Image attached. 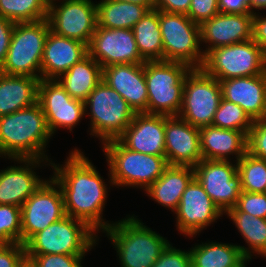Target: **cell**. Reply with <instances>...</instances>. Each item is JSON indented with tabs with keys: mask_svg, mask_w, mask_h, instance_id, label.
Returning a JSON list of instances; mask_svg holds the SVG:
<instances>
[{
	"mask_svg": "<svg viewBox=\"0 0 266 267\" xmlns=\"http://www.w3.org/2000/svg\"><path fill=\"white\" fill-rule=\"evenodd\" d=\"M102 146L112 187H135L145 191L168 166L164 156L132 151L118 139L105 141Z\"/></svg>",
	"mask_w": 266,
	"mask_h": 267,
	"instance_id": "277c9868",
	"label": "cell"
},
{
	"mask_svg": "<svg viewBox=\"0 0 266 267\" xmlns=\"http://www.w3.org/2000/svg\"><path fill=\"white\" fill-rule=\"evenodd\" d=\"M40 78L0 72V117L37 103Z\"/></svg>",
	"mask_w": 266,
	"mask_h": 267,
	"instance_id": "4316f807",
	"label": "cell"
},
{
	"mask_svg": "<svg viewBox=\"0 0 266 267\" xmlns=\"http://www.w3.org/2000/svg\"><path fill=\"white\" fill-rule=\"evenodd\" d=\"M88 55L102 68L116 64H143L132 29H108L97 25L87 45Z\"/></svg>",
	"mask_w": 266,
	"mask_h": 267,
	"instance_id": "e0dca14e",
	"label": "cell"
},
{
	"mask_svg": "<svg viewBox=\"0 0 266 267\" xmlns=\"http://www.w3.org/2000/svg\"><path fill=\"white\" fill-rule=\"evenodd\" d=\"M96 5L98 26L108 29H132L150 10L147 6L116 0H100Z\"/></svg>",
	"mask_w": 266,
	"mask_h": 267,
	"instance_id": "4dcf8cb0",
	"label": "cell"
},
{
	"mask_svg": "<svg viewBox=\"0 0 266 267\" xmlns=\"http://www.w3.org/2000/svg\"><path fill=\"white\" fill-rule=\"evenodd\" d=\"M236 207L249 215L266 219V193L241 192Z\"/></svg>",
	"mask_w": 266,
	"mask_h": 267,
	"instance_id": "f35d334b",
	"label": "cell"
},
{
	"mask_svg": "<svg viewBox=\"0 0 266 267\" xmlns=\"http://www.w3.org/2000/svg\"><path fill=\"white\" fill-rule=\"evenodd\" d=\"M202 69L218 81L261 75L266 72V53L250 39L211 50Z\"/></svg>",
	"mask_w": 266,
	"mask_h": 267,
	"instance_id": "30bf717a",
	"label": "cell"
},
{
	"mask_svg": "<svg viewBox=\"0 0 266 267\" xmlns=\"http://www.w3.org/2000/svg\"><path fill=\"white\" fill-rule=\"evenodd\" d=\"M87 55L85 43L49 31L41 60V79H57Z\"/></svg>",
	"mask_w": 266,
	"mask_h": 267,
	"instance_id": "603a6c76",
	"label": "cell"
},
{
	"mask_svg": "<svg viewBox=\"0 0 266 267\" xmlns=\"http://www.w3.org/2000/svg\"><path fill=\"white\" fill-rule=\"evenodd\" d=\"M218 10L223 14H254L251 0H218Z\"/></svg>",
	"mask_w": 266,
	"mask_h": 267,
	"instance_id": "ee69618b",
	"label": "cell"
},
{
	"mask_svg": "<svg viewBox=\"0 0 266 267\" xmlns=\"http://www.w3.org/2000/svg\"><path fill=\"white\" fill-rule=\"evenodd\" d=\"M247 152L266 160V119L254 120L247 135Z\"/></svg>",
	"mask_w": 266,
	"mask_h": 267,
	"instance_id": "74e56055",
	"label": "cell"
},
{
	"mask_svg": "<svg viewBox=\"0 0 266 267\" xmlns=\"http://www.w3.org/2000/svg\"><path fill=\"white\" fill-rule=\"evenodd\" d=\"M132 30L138 52L145 61L163 60L159 10H149Z\"/></svg>",
	"mask_w": 266,
	"mask_h": 267,
	"instance_id": "1f68e13d",
	"label": "cell"
},
{
	"mask_svg": "<svg viewBox=\"0 0 266 267\" xmlns=\"http://www.w3.org/2000/svg\"><path fill=\"white\" fill-rule=\"evenodd\" d=\"M50 133L39 103L0 117V157L52 161L46 153Z\"/></svg>",
	"mask_w": 266,
	"mask_h": 267,
	"instance_id": "7a4b0ae2",
	"label": "cell"
},
{
	"mask_svg": "<svg viewBox=\"0 0 266 267\" xmlns=\"http://www.w3.org/2000/svg\"><path fill=\"white\" fill-rule=\"evenodd\" d=\"M200 148L203 159L234 161L247 152V136L232 129H223L213 125L199 128Z\"/></svg>",
	"mask_w": 266,
	"mask_h": 267,
	"instance_id": "d4e9b609",
	"label": "cell"
},
{
	"mask_svg": "<svg viewBox=\"0 0 266 267\" xmlns=\"http://www.w3.org/2000/svg\"><path fill=\"white\" fill-rule=\"evenodd\" d=\"M49 0H0V16L10 21L35 22L47 19Z\"/></svg>",
	"mask_w": 266,
	"mask_h": 267,
	"instance_id": "d6a6232c",
	"label": "cell"
},
{
	"mask_svg": "<svg viewBox=\"0 0 266 267\" xmlns=\"http://www.w3.org/2000/svg\"><path fill=\"white\" fill-rule=\"evenodd\" d=\"M85 116L90 117V135L101 144L117 139L134 119L136 112L127 101L105 81L90 92L84 101Z\"/></svg>",
	"mask_w": 266,
	"mask_h": 267,
	"instance_id": "52a82bcc",
	"label": "cell"
},
{
	"mask_svg": "<svg viewBox=\"0 0 266 267\" xmlns=\"http://www.w3.org/2000/svg\"><path fill=\"white\" fill-rule=\"evenodd\" d=\"M165 158L168 165L195 167L203 159L199 128L178 116H165Z\"/></svg>",
	"mask_w": 266,
	"mask_h": 267,
	"instance_id": "d6986e66",
	"label": "cell"
},
{
	"mask_svg": "<svg viewBox=\"0 0 266 267\" xmlns=\"http://www.w3.org/2000/svg\"><path fill=\"white\" fill-rule=\"evenodd\" d=\"M21 267H33V265L29 261H25Z\"/></svg>",
	"mask_w": 266,
	"mask_h": 267,
	"instance_id": "681fc988",
	"label": "cell"
},
{
	"mask_svg": "<svg viewBox=\"0 0 266 267\" xmlns=\"http://www.w3.org/2000/svg\"><path fill=\"white\" fill-rule=\"evenodd\" d=\"M60 1L49 0L47 20L50 31L88 45L98 25L97 5L92 0Z\"/></svg>",
	"mask_w": 266,
	"mask_h": 267,
	"instance_id": "7c38bea8",
	"label": "cell"
},
{
	"mask_svg": "<svg viewBox=\"0 0 266 267\" xmlns=\"http://www.w3.org/2000/svg\"><path fill=\"white\" fill-rule=\"evenodd\" d=\"M116 1L129 2V3L138 4L141 6H147L150 10L155 9L154 0H116Z\"/></svg>",
	"mask_w": 266,
	"mask_h": 267,
	"instance_id": "7dc6e473",
	"label": "cell"
},
{
	"mask_svg": "<svg viewBox=\"0 0 266 267\" xmlns=\"http://www.w3.org/2000/svg\"><path fill=\"white\" fill-rule=\"evenodd\" d=\"M117 139L132 151L165 157V116L136 113Z\"/></svg>",
	"mask_w": 266,
	"mask_h": 267,
	"instance_id": "44dd1931",
	"label": "cell"
},
{
	"mask_svg": "<svg viewBox=\"0 0 266 267\" xmlns=\"http://www.w3.org/2000/svg\"><path fill=\"white\" fill-rule=\"evenodd\" d=\"M96 233L86 222L66 215L34 234L24 244L25 253L86 255L98 244Z\"/></svg>",
	"mask_w": 266,
	"mask_h": 267,
	"instance_id": "8992f818",
	"label": "cell"
},
{
	"mask_svg": "<svg viewBox=\"0 0 266 267\" xmlns=\"http://www.w3.org/2000/svg\"><path fill=\"white\" fill-rule=\"evenodd\" d=\"M25 261L26 253L23 244H0V267H21Z\"/></svg>",
	"mask_w": 266,
	"mask_h": 267,
	"instance_id": "b9f144b4",
	"label": "cell"
},
{
	"mask_svg": "<svg viewBox=\"0 0 266 267\" xmlns=\"http://www.w3.org/2000/svg\"><path fill=\"white\" fill-rule=\"evenodd\" d=\"M163 60L202 68L205 55L200 44V25L187 15L159 11ZM201 46V47H200Z\"/></svg>",
	"mask_w": 266,
	"mask_h": 267,
	"instance_id": "9c48e42d",
	"label": "cell"
},
{
	"mask_svg": "<svg viewBox=\"0 0 266 267\" xmlns=\"http://www.w3.org/2000/svg\"><path fill=\"white\" fill-rule=\"evenodd\" d=\"M243 192L266 193V160L246 152L237 162Z\"/></svg>",
	"mask_w": 266,
	"mask_h": 267,
	"instance_id": "836d02e7",
	"label": "cell"
},
{
	"mask_svg": "<svg viewBox=\"0 0 266 267\" xmlns=\"http://www.w3.org/2000/svg\"><path fill=\"white\" fill-rule=\"evenodd\" d=\"M222 98L238 104L251 117L264 118L266 108V72L261 75L220 80Z\"/></svg>",
	"mask_w": 266,
	"mask_h": 267,
	"instance_id": "cb8c5ba5",
	"label": "cell"
},
{
	"mask_svg": "<svg viewBox=\"0 0 266 267\" xmlns=\"http://www.w3.org/2000/svg\"><path fill=\"white\" fill-rule=\"evenodd\" d=\"M218 13V0H191L187 16L196 24L201 25Z\"/></svg>",
	"mask_w": 266,
	"mask_h": 267,
	"instance_id": "60d3db41",
	"label": "cell"
},
{
	"mask_svg": "<svg viewBox=\"0 0 266 267\" xmlns=\"http://www.w3.org/2000/svg\"><path fill=\"white\" fill-rule=\"evenodd\" d=\"M152 267H192L190 250L182 251L169 243Z\"/></svg>",
	"mask_w": 266,
	"mask_h": 267,
	"instance_id": "ab89813d",
	"label": "cell"
},
{
	"mask_svg": "<svg viewBox=\"0 0 266 267\" xmlns=\"http://www.w3.org/2000/svg\"><path fill=\"white\" fill-rule=\"evenodd\" d=\"M194 177V167L168 165L163 174L145 190V194L175 212L183 192Z\"/></svg>",
	"mask_w": 266,
	"mask_h": 267,
	"instance_id": "484cf974",
	"label": "cell"
},
{
	"mask_svg": "<svg viewBox=\"0 0 266 267\" xmlns=\"http://www.w3.org/2000/svg\"><path fill=\"white\" fill-rule=\"evenodd\" d=\"M256 12L253 15L252 40L256 42L266 53V16Z\"/></svg>",
	"mask_w": 266,
	"mask_h": 267,
	"instance_id": "bcb514c9",
	"label": "cell"
},
{
	"mask_svg": "<svg viewBox=\"0 0 266 267\" xmlns=\"http://www.w3.org/2000/svg\"><path fill=\"white\" fill-rule=\"evenodd\" d=\"M49 31L47 19L35 22H16L0 72L41 79V60Z\"/></svg>",
	"mask_w": 266,
	"mask_h": 267,
	"instance_id": "ba28073f",
	"label": "cell"
},
{
	"mask_svg": "<svg viewBox=\"0 0 266 267\" xmlns=\"http://www.w3.org/2000/svg\"><path fill=\"white\" fill-rule=\"evenodd\" d=\"M247 261L250 262V260L248 259V260H246L240 267H247V266H248V265H247V263H248Z\"/></svg>",
	"mask_w": 266,
	"mask_h": 267,
	"instance_id": "f907efd6",
	"label": "cell"
},
{
	"mask_svg": "<svg viewBox=\"0 0 266 267\" xmlns=\"http://www.w3.org/2000/svg\"><path fill=\"white\" fill-rule=\"evenodd\" d=\"M103 233L114 245L121 267H152L170 243L134 214L113 222Z\"/></svg>",
	"mask_w": 266,
	"mask_h": 267,
	"instance_id": "3957f363",
	"label": "cell"
},
{
	"mask_svg": "<svg viewBox=\"0 0 266 267\" xmlns=\"http://www.w3.org/2000/svg\"><path fill=\"white\" fill-rule=\"evenodd\" d=\"M222 99L220 82L202 68H192L185 77L178 117L194 127L212 125Z\"/></svg>",
	"mask_w": 266,
	"mask_h": 267,
	"instance_id": "8fae6325",
	"label": "cell"
},
{
	"mask_svg": "<svg viewBox=\"0 0 266 267\" xmlns=\"http://www.w3.org/2000/svg\"><path fill=\"white\" fill-rule=\"evenodd\" d=\"M254 14L218 13L200 25V44L206 45V56L211 50L252 39Z\"/></svg>",
	"mask_w": 266,
	"mask_h": 267,
	"instance_id": "ffe728a7",
	"label": "cell"
},
{
	"mask_svg": "<svg viewBox=\"0 0 266 267\" xmlns=\"http://www.w3.org/2000/svg\"><path fill=\"white\" fill-rule=\"evenodd\" d=\"M176 214V227L180 235L196 237L206 227L225 215L204 191L201 183L194 177L182 194ZM205 228V229H204ZM196 235V236H195Z\"/></svg>",
	"mask_w": 266,
	"mask_h": 267,
	"instance_id": "9a60e30c",
	"label": "cell"
},
{
	"mask_svg": "<svg viewBox=\"0 0 266 267\" xmlns=\"http://www.w3.org/2000/svg\"><path fill=\"white\" fill-rule=\"evenodd\" d=\"M65 216L61 188L49 177L21 206V244Z\"/></svg>",
	"mask_w": 266,
	"mask_h": 267,
	"instance_id": "4fadbf2b",
	"label": "cell"
},
{
	"mask_svg": "<svg viewBox=\"0 0 266 267\" xmlns=\"http://www.w3.org/2000/svg\"><path fill=\"white\" fill-rule=\"evenodd\" d=\"M252 124L253 120L242 107L223 98L212 122L213 126L241 131L246 136L252 128Z\"/></svg>",
	"mask_w": 266,
	"mask_h": 267,
	"instance_id": "e575fe53",
	"label": "cell"
},
{
	"mask_svg": "<svg viewBox=\"0 0 266 267\" xmlns=\"http://www.w3.org/2000/svg\"><path fill=\"white\" fill-rule=\"evenodd\" d=\"M20 165H11L0 170V204L21 207L24 202L47 180L40 178L34 170L51 166L42 159H10ZM35 168V169H34Z\"/></svg>",
	"mask_w": 266,
	"mask_h": 267,
	"instance_id": "ac0fdd59",
	"label": "cell"
},
{
	"mask_svg": "<svg viewBox=\"0 0 266 267\" xmlns=\"http://www.w3.org/2000/svg\"><path fill=\"white\" fill-rule=\"evenodd\" d=\"M15 23L0 16V70L4 64Z\"/></svg>",
	"mask_w": 266,
	"mask_h": 267,
	"instance_id": "7bdbcfd3",
	"label": "cell"
},
{
	"mask_svg": "<svg viewBox=\"0 0 266 267\" xmlns=\"http://www.w3.org/2000/svg\"><path fill=\"white\" fill-rule=\"evenodd\" d=\"M192 267H240L248 260L237 244L202 242L190 248Z\"/></svg>",
	"mask_w": 266,
	"mask_h": 267,
	"instance_id": "f546056e",
	"label": "cell"
},
{
	"mask_svg": "<svg viewBox=\"0 0 266 267\" xmlns=\"http://www.w3.org/2000/svg\"><path fill=\"white\" fill-rule=\"evenodd\" d=\"M37 102L52 136L62 127L72 132L85 116L84 102L73 99L56 79H40Z\"/></svg>",
	"mask_w": 266,
	"mask_h": 267,
	"instance_id": "2e32d148",
	"label": "cell"
},
{
	"mask_svg": "<svg viewBox=\"0 0 266 267\" xmlns=\"http://www.w3.org/2000/svg\"><path fill=\"white\" fill-rule=\"evenodd\" d=\"M191 69L189 65L176 61L155 60L144 63L148 114L178 115L182 106L185 77Z\"/></svg>",
	"mask_w": 266,
	"mask_h": 267,
	"instance_id": "5b68a950",
	"label": "cell"
},
{
	"mask_svg": "<svg viewBox=\"0 0 266 267\" xmlns=\"http://www.w3.org/2000/svg\"><path fill=\"white\" fill-rule=\"evenodd\" d=\"M155 9L168 13L187 15L191 6V0H154Z\"/></svg>",
	"mask_w": 266,
	"mask_h": 267,
	"instance_id": "f6af8a7d",
	"label": "cell"
},
{
	"mask_svg": "<svg viewBox=\"0 0 266 267\" xmlns=\"http://www.w3.org/2000/svg\"><path fill=\"white\" fill-rule=\"evenodd\" d=\"M21 243V207L0 204V244Z\"/></svg>",
	"mask_w": 266,
	"mask_h": 267,
	"instance_id": "d590c367",
	"label": "cell"
},
{
	"mask_svg": "<svg viewBox=\"0 0 266 267\" xmlns=\"http://www.w3.org/2000/svg\"><path fill=\"white\" fill-rule=\"evenodd\" d=\"M251 10L254 14L256 10H266V0H251Z\"/></svg>",
	"mask_w": 266,
	"mask_h": 267,
	"instance_id": "c3c4849f",
	"label": "cell"
},
{
	"mask_svg": "<svg viewBox=\"0 0 266 267\" xmlns=\"http://www.w3.org/2000/svg\"><path fill=\"white\" fill-rule=\"evenodd\" d=\"M224 214L237 227L238 232L248 247L238 245L241 253L249 260L252 256L266 257V219L240 211L236 206L228 209Z\"/></svg>",
	"mask_w": 266,
	"mask_h": 267,
	"instance_id": "f1b7e54d",
	"label": "cell"
},
{
	"mask_svg": "<svg viewBox=\"0 0 266 267\" xmlns=\"http://www.w3.org/2000/svg\"><path fill=\"white\" fill-rule=\"evenodd\" d=\"M65 160L61 165L51 161V177L61 188L66 215L86 222L97 234L103 232L113 223L103 219L107 183L81 150H71Z\"/></svg>",
	"mask_w": 266,
	"mask_h": 267,
	"instance_id": "6da1fadb",
	"label": "cell"
},
{
	"mask_svg": "<svg viewBox=\"0 0 266 267\" xmlns=\"http://www.w3.org/2000/svg\"><path fill=\"white\" fill-rule=\"evenodd\" d=\"M85 255L43 254L26 255L33 267H83Z\"/></svg>",
	"mask_w": 266,
	"mask_h": 267,
	"instance_id": "8d00e7d4",
	"label": "cell"
},
{
	"mask_svg": "<svg viewBox=\"0 0 266 267\" xmlns=\"http://www.w3.org/2000/svg\"><path fill=\"white\" fill-rule=\"evenodd\" d=\"M102 79L117 91L136 113H147L148 92L144 63L104 67Z\"/></svg>",
	"mask_w": 266,
	"mask_h": 267,
	"instance_id": "7402d4cb",
	"label": "cell"
},
{
	"mask_svg": "<svg viewBox=\"0 0 266 267\" xmlns=\"http://www.w3.org/2000/svg\"><path fill=\"white\" fill-rule=\"evenodd\" d=\"M194 170L195 178L223 213L236 206L242 192L237 162L202 159Z\"/></svg>",
	"mask_w": 266,
	"mask_h": 267,
	"instance_id": "5bb4252c",
	"label": "cell"
},
{
	"mask_svg": "<svg viewBox=\"0 0 266 267\" xmlns=\"http://www.w3.org/2000/svg\"><path fill=\"white\" fill-rule=\"evenodd\" d=\"M102 77L103 68L87 55L56 80L73 99L84 102L90 92L102 81Z\"/></svg>",
	"mask_w": 266,
	"mask_h": 267,
	"instance_id": "83f0119b",
	"label": "cell"
}]
</instances>
